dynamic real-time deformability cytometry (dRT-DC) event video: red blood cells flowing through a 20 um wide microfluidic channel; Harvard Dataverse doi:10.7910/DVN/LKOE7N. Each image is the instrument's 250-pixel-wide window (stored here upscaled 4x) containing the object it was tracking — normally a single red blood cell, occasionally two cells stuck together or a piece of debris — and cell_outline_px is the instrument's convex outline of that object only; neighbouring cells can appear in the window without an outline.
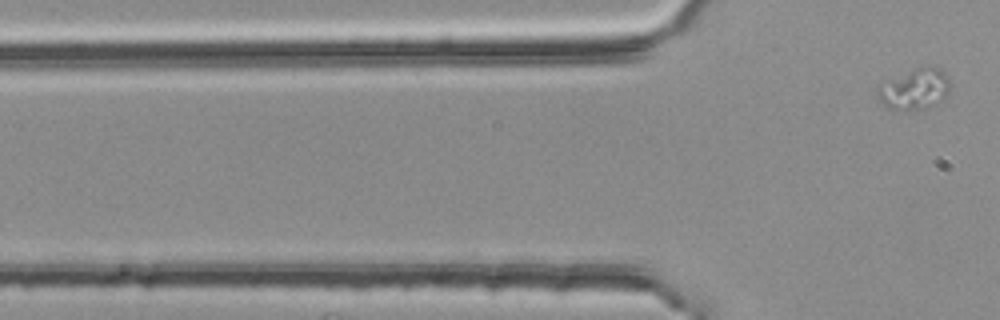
{"species": "common noctule bat (a hibernating species)", "species_latin": "Nyctalus noctula", "temperature_condition": "room temperature", "stored_images_in_passage": 4, "camera_frame_rate_fps": 3000, "um_per_image_px": 0.085, "animal": {"sex": "female", "body_mass_g": 25.1}, "frame": {"image": 1, "passage_image": 4, "time_ms": 1.0, "image_size_px": [1000, 320], "cell_outline_px": [[952, 84], [948, 96], [944, 100], [928, 108], [888, 108], [876, 96], [876, 88], [880, 84], [920, 64], [932, 64], [940, 68], [948, 76]], "centroid_in_image_um": [77.82, 7.49], "position_along_channel_um": 48.0, "area_um2": 17.8}}